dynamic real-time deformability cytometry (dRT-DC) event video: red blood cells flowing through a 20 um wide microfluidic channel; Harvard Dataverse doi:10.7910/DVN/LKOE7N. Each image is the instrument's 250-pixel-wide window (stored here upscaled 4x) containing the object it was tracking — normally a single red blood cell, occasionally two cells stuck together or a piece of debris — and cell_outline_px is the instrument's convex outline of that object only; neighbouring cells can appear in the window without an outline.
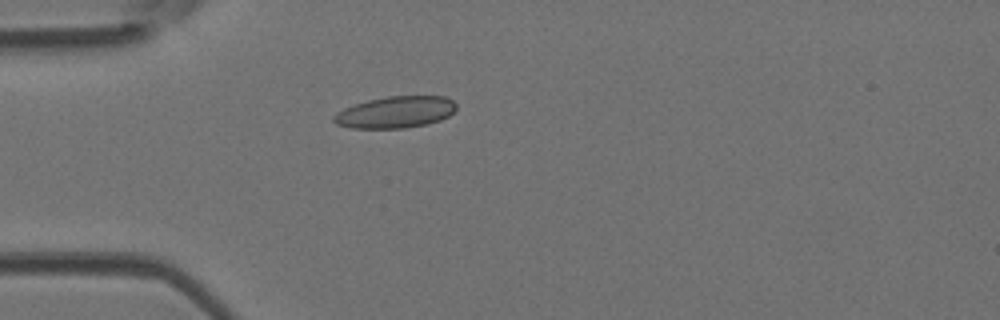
{"species": "Egyptian fruit bat (a non-hibernating species)", "species_latin": "Rousettus aegyptiacus", "temperature_condition": "room temperature", "stored_images_in_passage": 37, "camera_frame_rate_fps": 3000, "um_per_image_px": 0.085, "animal": {"sex": "female"}, "frame": {"image": 1, "passage_image": 1, "time_ms": 0.0, "image_size_px": [1000, 320], "cell_outline_px": [[456, 108], [448, 116], [440, 120], [428, 124], [404, 128], [352, 128], [336, 124], [332, 120], [332, 116], [336, 112], [344, 108], [368, 100], [388, 96], [444, 96], [452, 100], [456, 104]], "centroid_in_image_um": [33.6, 9.54], "position_along_channel_um": 51.4, "area_um2": 22.6}}
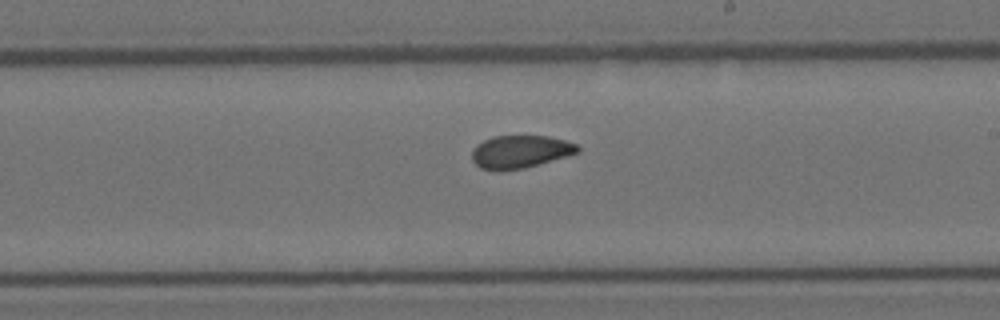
{"frame": {"image": 2, "passage_image": 16, "time_ms": 5.0, "image_size_px": [1000, 320], "cell_outline_px": [[580, 152], [524, 168], [480, 168], [472, 160], [472, 148], [476, 144], [484, 140], [496, 136], [548, 136], [564, 140], [576, 144], [580, 148]], "centroid_in_image_um": [44.23, 12.86], "position_along_channel_um": 244.8, "area_um2": 19.65}}
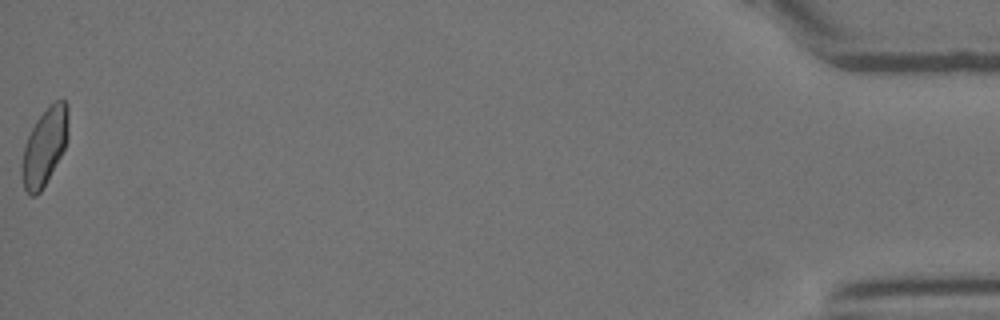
{"frame": {"image": 3, "passage_image": 37, "time_ms": 12.0, "image_size_px": [1000, 320], "cell_outline_px": [[68, 136], [64, 148], [60, 156], [40, 192], [36, 196], [28, 196], [24, 188], [20, 172], [20, 168], [24, 148], [28, 136], [36, 120], [56, 100], [64, 100], [68, 104]], "centroid_in_image_um": [3.77, 12.49], "position_along_channel_um": 431.4, "area_um2": 20.63}, "authors_computed_cell_mechanics": {"area_um2": 20.6924, "velocity_mm_per_s": 4.0713, "shape_relaxation_time_tau1_ms": 8.9847, "shape_relaxation_time_tau2_ms": 1.8631, "deformation_change_tau1": 0.1894, "deformation_change_tau2": 0.0574}}